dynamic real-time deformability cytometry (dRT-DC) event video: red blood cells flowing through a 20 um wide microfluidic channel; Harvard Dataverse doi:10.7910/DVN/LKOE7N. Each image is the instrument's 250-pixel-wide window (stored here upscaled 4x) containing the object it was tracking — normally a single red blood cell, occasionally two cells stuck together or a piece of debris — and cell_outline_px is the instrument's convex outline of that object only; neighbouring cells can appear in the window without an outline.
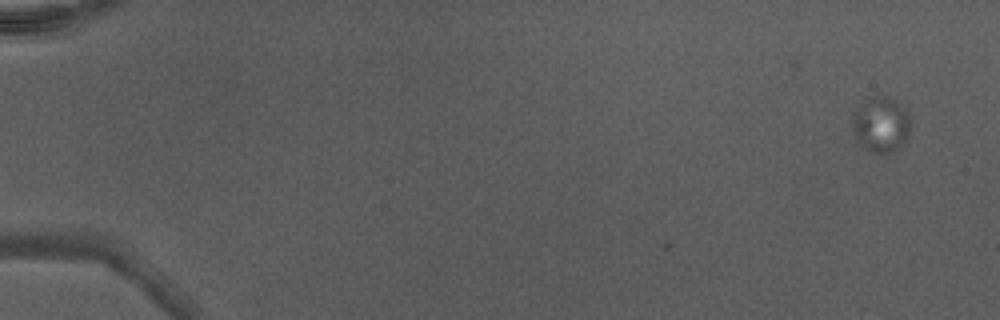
{"species": "Egyptian fruit bat (a non-hibernating species)", "species_latin": "Rousettus aegyptiacus", "temperature_condition": "warm", "stored_images_in_passage": 3, "camera_frame_rate_fps": 3000, "um_per_image_px": 0.085, "animal": {"sex": "male"}, "frame": {"image": 1, "passage_image": 1, "time_ms": 0.0, "image_size_px": [1000, 320], "cell_outline_px": [[912, 128], [904, 140], [896, 148], [888, 152], [872, 152], [864, 148], [856, 136], [852, 124], [852, 120], [856, 112], [868, 96], [888, 96], [904, 104], [912, 120]], "centroid_in_image_um": [74.95, 10.52], "position_along_channel_um": 10.1, "area_um2": 18.67}}